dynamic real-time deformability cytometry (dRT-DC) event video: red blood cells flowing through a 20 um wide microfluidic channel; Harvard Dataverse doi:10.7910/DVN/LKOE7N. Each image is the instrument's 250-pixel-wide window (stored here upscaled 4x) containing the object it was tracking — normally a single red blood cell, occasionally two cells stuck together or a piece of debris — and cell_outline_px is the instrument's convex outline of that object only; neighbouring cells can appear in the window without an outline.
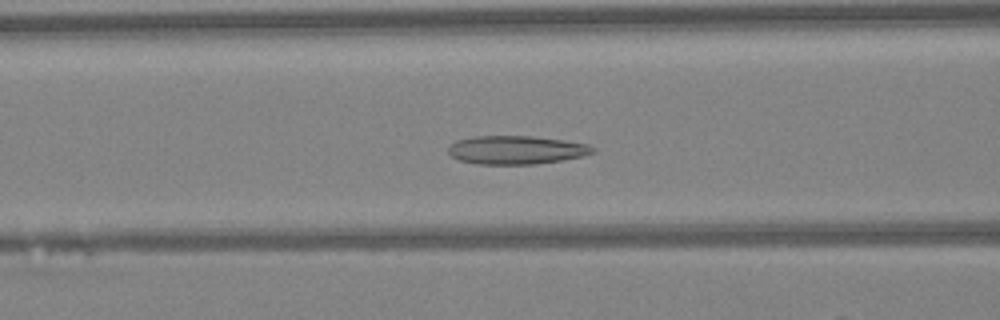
{"species": "Egyptian fruit bat (a non-hibernating species)", "species_latin": "Rousettus aegyptiacus", "temperature_condition": "warm", "stored_images_in_passage": 47, "camera_frame_rate_fps": 3000, "um_per_image_px": 0.085, "animal": {"sex": "female"}, "frame": {"image": 1, "passage_image": 19, "time_ms": 6.0, "image_size_px": [1000, 320], "cell_outline_px": [[596, 152], [564, 160], [532, 164], [476, 164], [460, 160], [452, 156], [448, 152], [448, 148], [456, 140], [472, 136], [532, 136], [564, 140], [588, 144], [596, 148]], "centroid_in_image_um": [43.89, 12.74], "position_along_channel_um": 122.7, "area_um2": 23.99}}
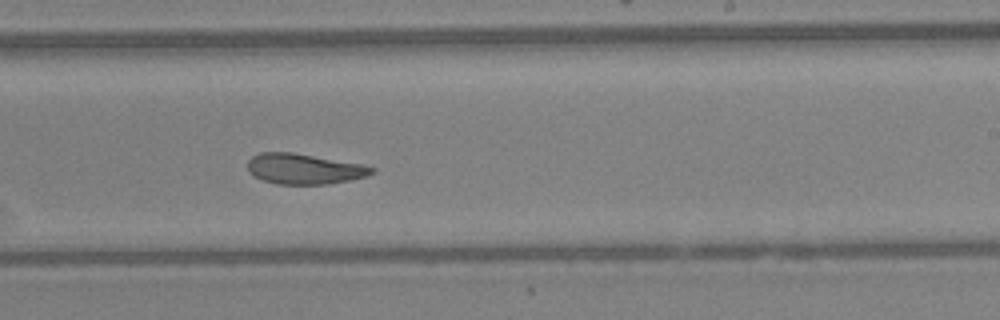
{"frame": {"image": 2, "passage_image": 29, "time_ms": 9.333, "image_size_px": [1000, 320], "cell_outline_px": [[376, 172], [368, 176], [328, 184], [276, 184], [252, 176], [248, 172], [248, 160], [252, 156], [260, 152], [292, 152], [364, 164], [376, 168]], "centroid_in_image_um": [25.87, 14.35], "position_along_channel_um": 263.1, "area_um2": 22.25}}
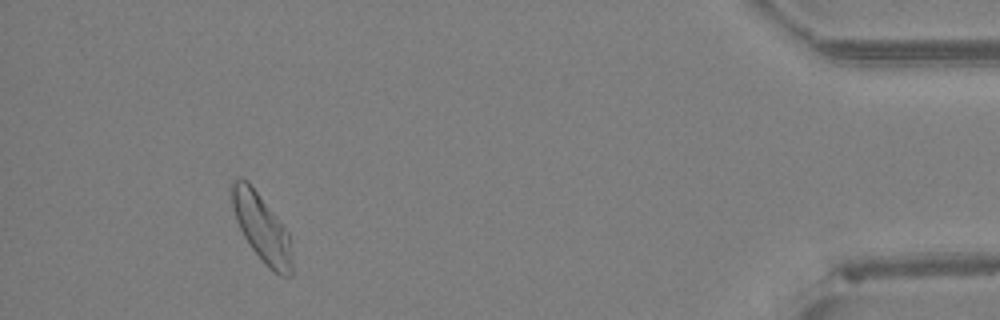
{"frame": {"image": 3, "passage_image": 44, "time_ms": 14.333, "image_size_px": [1000, 320], "cell_outline_px": [[292, 272], [288, 276], [280, 276], [268, 268], [264, 264], [252, 248], [244, 236], [236, 220], [232, 208], [228, 188], [232, 180], [248, 180], [288, 232], [292, 256]], "centroid_in_image_um": [22.21, 19.35], "position_along_channel_um": 413.0, "area_um2": 23.7}, "authors_computed_cell_mechanics": {"area_um2": 23.698, "velocity_mm_per_s": 4.2515, "shape_relaxation_time_tau1_ms": null, "shape_relaxation_time_tau2_ms": 2.7744, "deformation_change_tau1": null, "deformation_change_tau2": 0.0962}}